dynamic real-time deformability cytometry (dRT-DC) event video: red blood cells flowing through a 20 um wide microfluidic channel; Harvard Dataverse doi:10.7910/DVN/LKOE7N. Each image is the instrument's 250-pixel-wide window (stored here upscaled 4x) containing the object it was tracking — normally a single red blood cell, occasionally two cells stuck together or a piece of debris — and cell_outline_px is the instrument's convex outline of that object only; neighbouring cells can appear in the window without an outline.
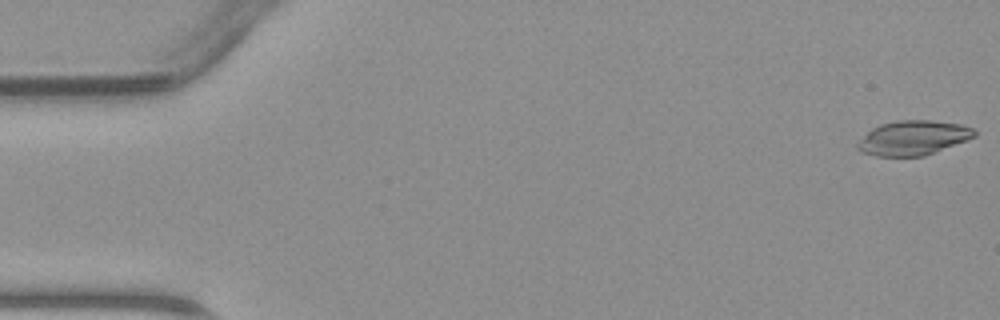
{"species": "common noctule bat (a hibernating species)", "species_latin": "Nyctalus noctula", "temperature_condition": "warm", "stored_images_in_passage": 47, "camera_frame_rate_fps": 3000, "um_per_image_px": 0.085, "animal": {"sex": "male", "body_mass_g": 23.1, "forearm_length_mm": 52.7}, "frame": {"image": 1, "passage_image": 1, "time_ms": 0.0, "image_size_px": [1000, 320], "cell_outline_px": [[976, 136], [968, 140], [924, 156], [876, 156], [860, 152], [856, 148], [856, 144], [872, 128], [880, 124], [896, 120], [928, 120], [960, 124], [972, 128], [976, 132]], "centroid_in_image_um": [77.61, 11.72], "position_along_channel_um": 7.4, "area_um2": 23.52}}
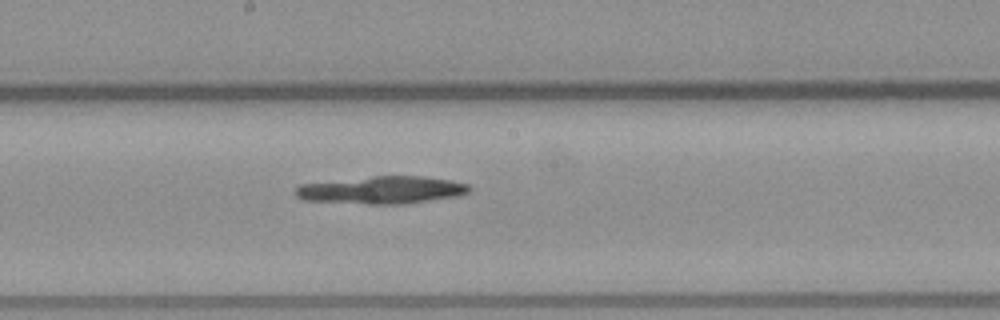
{"frame": {"image": 2, "passage_image": 25, "time_ms": 8.0, "image_size_px": [1000, 320], "cell_outline_px": [[472, 188], [468, 192], [456, 196], [404, 204], [368, 204], [304, 200], [296, 196], [292, 192], [300, 184], [372, 176], [424, 176], [452, 180], [468, 184]], "centroid_in_image_um": [32.45, 16.15], "position_along_channel_um": 215.8, "area_um2": 27.92}}
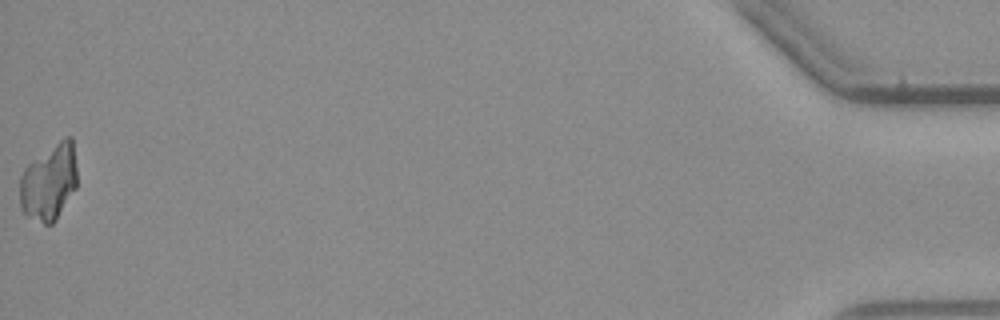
{"frame": {"image": 3, "passage_image": 47, "time_ms": 15.333, "image_size_px": [1000, 320], "cell_outline_px": [[76, 188], [56, 220], [52, 224], [44, 224], [24, 212], [20, 208], [20, 176], [24, 168], [28, 164], [64, 136], [72, 136], [76, 168]], "centroid_in_image_um": [4.18, 15.47], "position_along_channel_um": 431.0, "area_um2": 25.37}}